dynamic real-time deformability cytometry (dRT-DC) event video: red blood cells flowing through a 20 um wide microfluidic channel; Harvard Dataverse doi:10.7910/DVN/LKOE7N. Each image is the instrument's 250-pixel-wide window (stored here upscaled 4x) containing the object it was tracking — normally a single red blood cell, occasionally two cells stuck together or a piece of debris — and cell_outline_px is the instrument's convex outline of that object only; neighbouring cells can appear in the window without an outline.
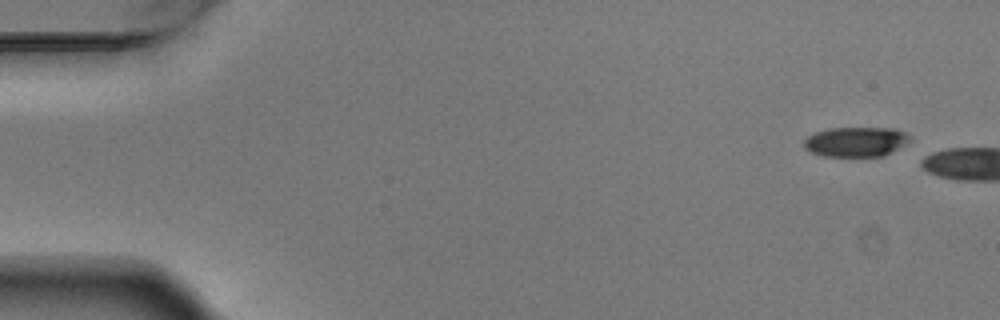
{"species": "Egyptian fruit bat (a non-hibernating species)", "species_latin": "Rousettus aegyptiacus", "temperature_condition": "warm", "stored_images_in_passage": 3, "camera_frame_rate_fps": 3000, "um_per_image_px": 0.085, "animal": {"sex": "male"}, "frame": {"image": 1, "passage_image": 1, "time_ms": 0.0, "image_size_px": [1000, 320], "cell_outline_px": [[912, 140], [884, 156], [824, 156], [812, 152], [804, 148], [804, 140], [808, 136], [816, 132], [828, 128], [896, 128], [912, 136]], "centroid_in_image_um": [72.78, 12.04], "position_along_channel_um": 12.2, "area_um2": 18.44}}